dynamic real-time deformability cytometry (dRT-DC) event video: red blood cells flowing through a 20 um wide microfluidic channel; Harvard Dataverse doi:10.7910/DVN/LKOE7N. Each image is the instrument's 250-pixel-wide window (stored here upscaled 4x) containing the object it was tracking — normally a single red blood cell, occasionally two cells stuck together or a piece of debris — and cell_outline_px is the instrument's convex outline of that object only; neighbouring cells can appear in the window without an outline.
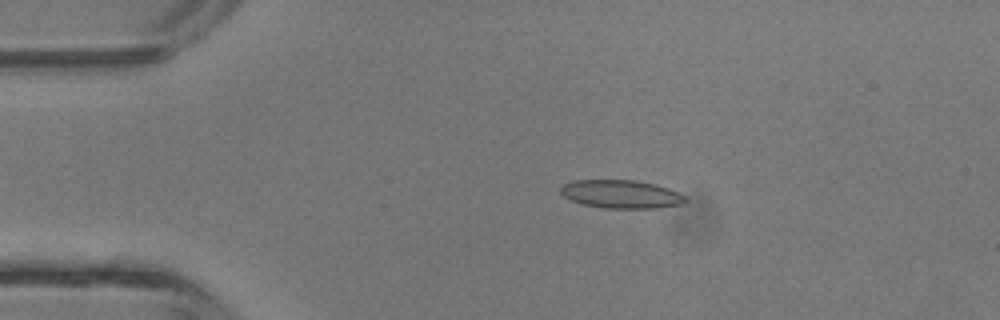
{"species": "common noctule bat (a hibernating species)", "species_latin": "Nyctalus noctula", "temperature_condition": "room temperature", "stored_images_in_passage": 4, "camera_frame_rate_fps": 3000, "um_per_image_px": 0.085, "animal": {"sex": "male", "body_mass_g": 13.3}, "frame": {"image": 1, "passage_image": 3, "time_ms": 2.333, "image_size_px": [1000, 320], "cell_outline_px": [[688, 200], [680, 204], [656, 208], [604, 208], [584, 204], [572, 200], [564, 196], [560, 192], [560, 188], [564, 184], [572, 180], [636, 180], [668, 188], [684, 196]], "centroid_in_image_um": [52.77, 16.5], "position_along_channel_um": 32.2, "area_um2": 20.29}}